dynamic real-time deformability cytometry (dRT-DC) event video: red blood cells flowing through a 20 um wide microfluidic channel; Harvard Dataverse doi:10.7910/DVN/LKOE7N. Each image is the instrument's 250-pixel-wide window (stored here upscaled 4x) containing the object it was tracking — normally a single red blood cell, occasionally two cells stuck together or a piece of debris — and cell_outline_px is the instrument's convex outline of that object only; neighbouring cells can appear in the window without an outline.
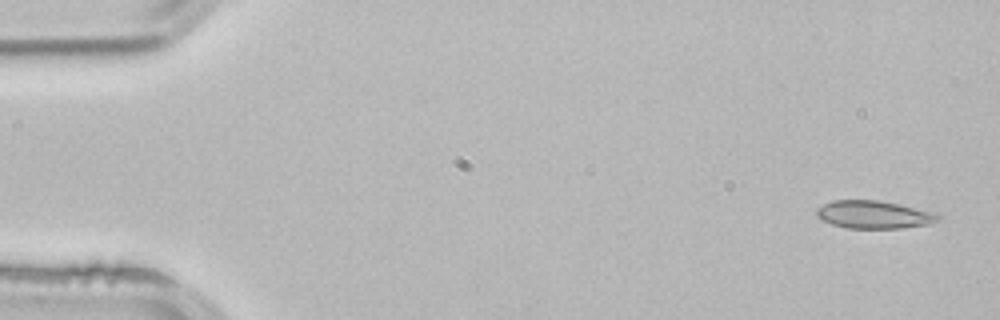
{"species": "common noctule bat (a hibernating species)", "species_latin": "Nyctalus noctula", "temperature_condition": "room temperature", "stored_images_in_passage": 3, "camera_frame_rate_fps": 3000, "um_per_image_px": 0.085, "animal": {"sex": "male", "body_mass_g": 21.5, "forearm_length_mm": 52.0}, "frame": {"image": 1, "passage_image": 1, "time_ms": 0.0, "image_size_px": [1000, 320], "cell_outline_px": [[940, 220], [928, 224], [900, 228], [848, 228], [832, 224], [820, 220], [816, 216], [816, 208], [832, 200], [880, 200], [900, 204], [936, 212], [940, 216]], "centroid_in_image_um": [74.27, 18.23], "position_along_channel_um": 10.7, "area_um2": 19.88}}
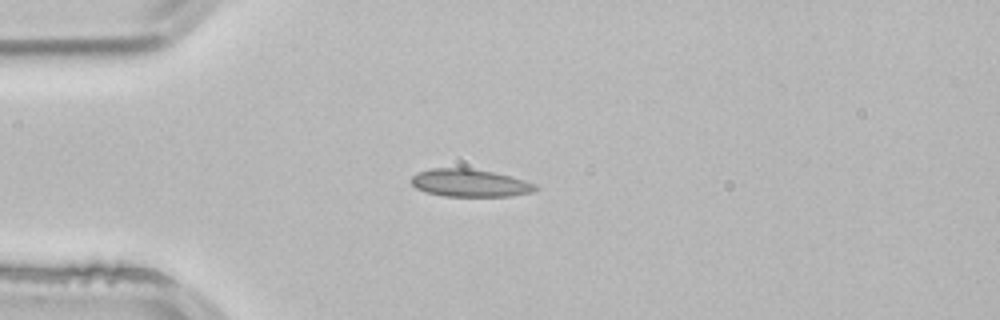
{"frame": {"image": 2, "passage_image": 3, "time_ms": 0.667, "image_size_px": [1000, 320], "cell_outline_px": [[536, 188], [532, 192], [508, 196], [444, 196], [424, 192], [416, 188], [408, 180], [412, 176], [420, 172], [432, 168], [468, 168], [492, 172], [524, 180], [536, 184]], "centroid_in_image_um": [39.87, 15.56], "position_along_channel_um": 45.1, "area_um2": 19.83}}